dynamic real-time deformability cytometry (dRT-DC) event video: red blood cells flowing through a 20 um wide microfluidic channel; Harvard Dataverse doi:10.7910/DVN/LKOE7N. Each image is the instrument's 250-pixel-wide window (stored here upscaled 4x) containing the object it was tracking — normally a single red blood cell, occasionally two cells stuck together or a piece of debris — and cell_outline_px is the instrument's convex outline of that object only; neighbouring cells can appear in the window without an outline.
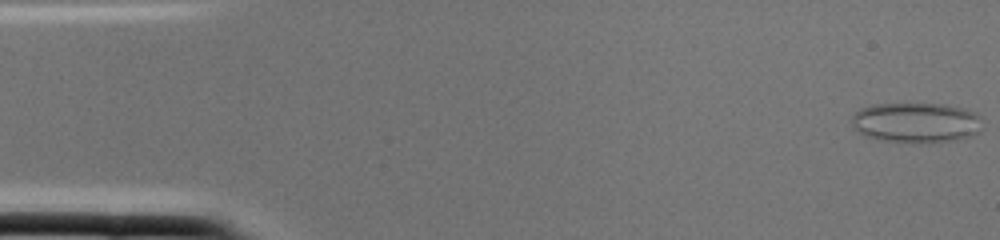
{"species": "common noctule bat (a hibernating species)", "species_latin": "Nyctalus noctula", "temperature_condition": "cold", "stored_images_in_passage": 2, "camera_frame_rate_fps": 3000, "um_per_image_px": 0.085, "animal": {"sex": "female", "body_mass_g": 22.0, "forearm_length_mm": 56.7}, "frame": {"image": 1, "passage_image": 1, "time_ms": 0.0, "image_size_px": [1000, 240], "cell_outline_px": [[980, 132], [976, 136], [956, 140], [920, 144], [884, 140], [864, 136], [852, 128], [852, 116], [860, 108], [872, 104], [948, 104], [964, 108], [976, 112], [980, 116]], "centroid_in_image_um": [77.89, 10.43], "position_along_channel_um": 7.1, "area_um2": 31.21}}